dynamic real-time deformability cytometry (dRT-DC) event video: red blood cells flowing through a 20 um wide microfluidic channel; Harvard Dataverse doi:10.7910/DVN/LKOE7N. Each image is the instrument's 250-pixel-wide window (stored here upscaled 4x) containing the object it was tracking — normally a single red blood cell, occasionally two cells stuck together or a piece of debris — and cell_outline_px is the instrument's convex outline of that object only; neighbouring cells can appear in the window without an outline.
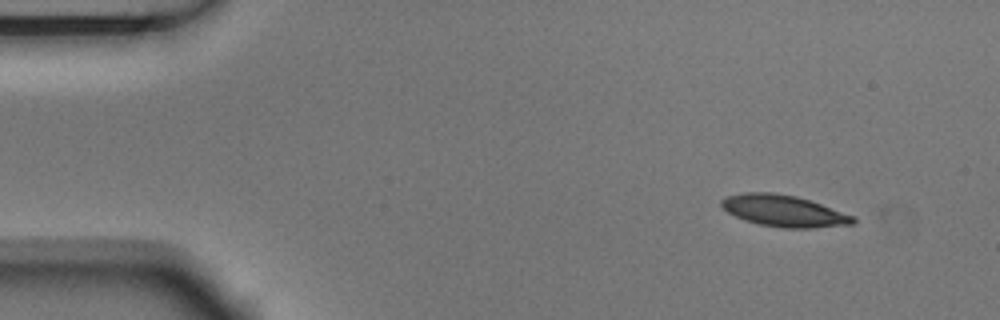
{"species": "Egyptian fruit bat (a non-hibernating species)", "species_latin": "Rousettus aegyptiacus", "temperature_condition": "room temperature", "stored_images_in_passage": 2, "segment_of_instrument_passage": [2, 2], "camera_frame_rate_fps": 3000, "um_per_image_px": 0.085, "animal": {"sex": "male"}, "frame": {"image": 1, "passage_image": 2, "time_ms": 0.333, "image_size_px": [1000, 320], "cell_outline_px": [[856, 220], [852, 224], [812, 228], [784, 228], [760, 224], [744, 220], [728, 212], [720, 204], [720, 200], [724, 196], [740, 192], [772, 192], [796, 196], [856, 216]], "centroid_in_image_um": [66.6, 17.91], "position_along_channel_um": 18.4, "area_um2": 24.22}}